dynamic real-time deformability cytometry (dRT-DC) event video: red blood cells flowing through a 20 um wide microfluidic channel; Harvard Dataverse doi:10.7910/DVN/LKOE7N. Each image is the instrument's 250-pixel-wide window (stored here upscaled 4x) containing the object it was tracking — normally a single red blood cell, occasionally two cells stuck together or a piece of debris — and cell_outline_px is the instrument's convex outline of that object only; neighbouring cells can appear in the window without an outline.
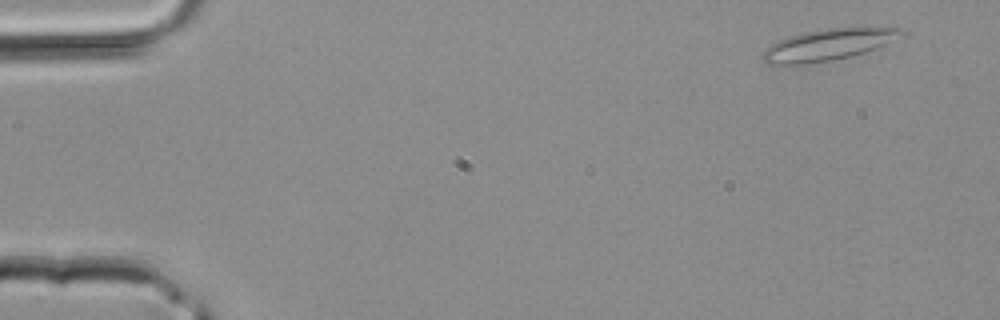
{"species": "common noctule bat (a hibernating species)", "species_latin": "Nyctalus noctula", "temperature_condition": "room temperature", "stored_images_in_passage": 2, "camera_frame_rate_fps": 3000, "um_per_image_px": 0.085, "animal": {"sex": "male", "body_mass_g": 20.4}, "frame": {"image": 1, "passage_image": 1, "time_ms": 0.0, "image_size_px": [1000, 320], "cell_outline_px": [[908, 32], [876, 48], [864, 52], [832, 60], [792, 68], [768, 64], [760, 56], [776, 40], [788, 36], [804, 32], [828, 28], [900, 28]], "centroid_in_image_um": [70.27, 3.85], "position_along_channel_um": 14.7, "area_um2": 25.66}}